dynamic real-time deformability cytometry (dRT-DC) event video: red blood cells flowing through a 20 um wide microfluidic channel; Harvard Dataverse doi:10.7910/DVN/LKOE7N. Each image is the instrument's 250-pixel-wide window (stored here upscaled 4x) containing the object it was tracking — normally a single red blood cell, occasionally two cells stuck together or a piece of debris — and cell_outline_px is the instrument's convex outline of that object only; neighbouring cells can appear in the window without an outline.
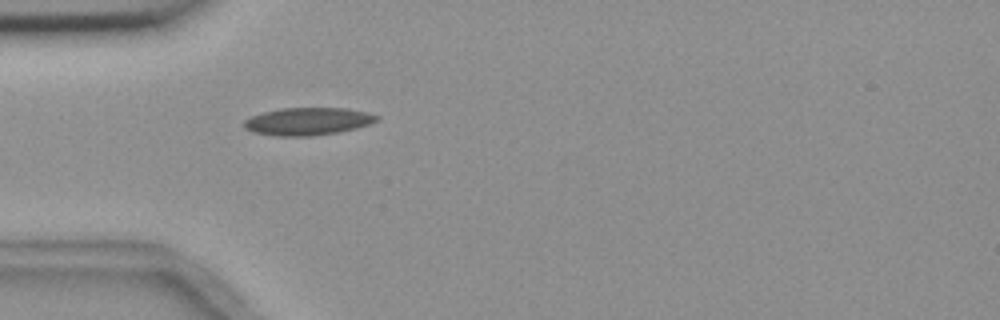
{"species": "common noctule bat (a hibernating species)", "species_latin": "Nyctalus noctula", "temperature_condition": "room temperature", "stored_images_in_passage": 2, "camera_frame_rate_fps": 3000, "um_per_image_px": 0.085, "animal": {"sex": "female", "body_mass_g": 18.4}, "frame": {"image": 1, "passage_image": 2, "time_ms": 2.0, "image_size_px": [1000, 320], "cell_outline_px": [[380, 116], [376, 120], [368, 124], [356, 128], [336, 132], [312, 136], [276, 136], [252, 132], [244, 128], [244, 120], [252, 116], [264, 112], [280, 108], [348, 108], [368, 112]], "centroid_in_image_um": [26.15, 10.31], "position_along_channel_um": 58.9, "area_um2": 21.27}}